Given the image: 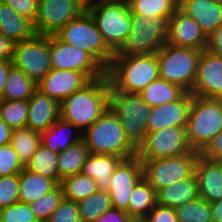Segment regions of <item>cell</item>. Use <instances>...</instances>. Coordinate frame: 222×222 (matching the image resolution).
I'll return each instance as SVG.
<instances>
[{"instance_id":"1","label":"cell","mask_w":222,"mask_h":222,"mask_svg":"<svg viewBox=\"0 0 222 222\" xmlns=\"http://www.w3.org/2000/svg\"><path fill=\"white\" fill-rule=\"evenodd\" d=\"M107 75L91 80L60 103V119L84 132L108 108Z\"/></svg>"},{"instance_id":"2","label":"cell","mask_w":222,"mask_h":222,"mask_svg":"<svg viewBox=\"0 0 222 222\" xmlns=\"http://www.w3.org/2000/svg\"><path fill=\"white\" fill-rule=\"evenodd\" d=\"M106 75L110 85L117 90L139 94L148 84L159 78L156 53L114 55Z\"/></svg>"},{"instance_id":"3","label":"cell","mask_w":222,"mask_h":222,"mask_svg":"<svg viewBox=\"0 0 222 222\" xmlns=\"http://www.w3.org/2000/svg\"><path fill=\"white\" fill-rule=\"evenodd\" d=\"M91 154H109L128 159L137 149L129 142L119 117L109 107L82 133Z\"/></svg>"},{"instance_id":"4","label":"cell","mask_w":222,"mask_h":222,"mask_svg":"<svg viewBox=\"0 0 222 222\" xmlns=\"http://www.w3.org/2000/svg\"><path fill=\"white\" fill-rule=\"evenodd\" d=\"M86 10L95 21L107 47L118 53L128 40L132 13L125 0H95Z\"/></svg>"},{"instance_id":"5","label":"cell","mask_w":222,"mask_h":222,"mask_svg":"<svg viewBox=\"0 0 222 222\" xmlns=\"http://www.w3.org/2000/svg\"><path fill=\"white\" fill-rule=\"evenodd\" d=\"M108 106L117 114L129 142L136 148L144 142L151 107L137 93H125L108 80Z\"/></svg>"},{"instance_id":"6","label":"cell","mask_w":222,"mask_h":222,"mask_svg":"<svg viewBox=\"0 0 222 222\" xmlns=\"http://www.w3.org/2000/svg\"><path fill=\"white\" fill-rule=\"evenodd\" d=\"M222 131V99L192 95L186 126L187 140L192 148L201 152Z\"/></svg>"},{"instance_id":"7","label":"cell","mask_w":222,"mask_h":222,"mask_svg":"<svg viewBox=\"0 0 222 222\" xmlns=\"http://www.w3.org/2000/svg\"><path fill=\"white\" fill-rule=\"evenodd\" d=\"M55 35L64 43L89 53L105 70L109 67L114 53L105 44L87 10L68 22Z\"/></svg>"},{"instance_id":"8","label":"cell","mask_w":222,"mask_h":222,"mask_svg":"<svg viewBox=\"0 0 222 222\" xmlns=\"http://www.w3.org/2000/svg\"><path fill=\"white\" fill-rule=\"evenodd\" d=\"M202 50L166 43L157 53L159 77L190 93Z\"/></svg>"},{"instance_id":"9","label":"cell","mask_w":222,"mask_h":222,"mask_svg":"<svg viewBox=\"0 0 222 222\" xmlns=\"http://www.w3.org/2000/svg\"><path fill=\"white\" fill-rule=\"evenodd\" d=\"M169 35V18L132 15L131 31L122 49L114 55L157 53Z\"/></svg>"},{"instance_id":"10","label":"cell","mask_w":222,"mask_h":222,"mask_svg":"<svg viewBox=\"0 0 222 222\" xmlns=\"http://www.w3.org/2000/svg\"><path fill=\"white\" fill-rule=\"evenodd\" d=\"M199 156V151L192 150L169 158L140 160L143 178L157 193L161 188L192 177Z\"/></svg>"},{"instance_id":"11","label":"cell","mask_w":222,"mask_h":222,"mask_svg":"<svg viewBox=\"0 0 222 222\" xmlns=\"http://www.w3.org/2000/svg\"><path fill=\"white\" fill-rule=\"evenodd\" d=\"M12 65L38 84L52 69L50 35L35 34L28 40L16 43Z\"/></svg>"},{"instance_id":"12","label":"cell","mask_w":222,"mask_h":222,"mask_svg":"<svg viewBox=\"0 0 222 222\" xmlns=\"http://www.w3.org/2000/svg\"><path fill=\"white\" fill-rule=\"evenodd\" d=\"M191 151L186 126H174L147 132L144 142L137 149L136 156L140 160H153L174 157Z\"/></svg>"},{"instance_id":"13","label":"cell","mask_w":222,"mask_h":222,"mask_svg":"<svg viewBox=\"0 0 222 222\" xmlns=\"http://www.w3.org/2000/svg\"><path fill=\"white\" fill-rule=\"evenodd\" d=\"M50 60L52 69L85 73L91 80L106 75V70L89 53L64 43L55 34L50 35Z\"/></svg>"},{"instance_id":"14","label":"cell","mask_w":222,"mask_h":222,"mask_svg":"<svg viewBox=\"0 0 222 222\" xmlns=\"http://www.w3.org/2000/svg\"><path fill=\"white\" fill-rule=\"evenodd\" d=\"M86 6L79 0H39L34 21L36 34L51 35L80 16Z\"/></svg>"},{"instance_id":"15","label":"cell","mask_w":222,"mask_h":222,"mask_svg":"<svg viewBox=\"0 0 222 222\" xmlns=\"http://www.w3.org/2000/svg\"><path fill=\"white\" fill-rule=\"evenodd\" d=\"M143 177L142 163L137 156L123 159L112 174L111 185L107 190L112 207L127 211L134 186Z\"/></svg>"},{"instance_id":"16","label":"cell","mask_w":222,"mask_h":222,"mask_svg":"<svg viewBox=\"0 0 222 222\" xmlns=\"http://www.w3.org/2000/svg\"><path fill=\"white\" fill-rule=\"evenodd\" d=\"M190 93L197 97L222 99V57L202 50Z\"/></svg>"},{"instance_id":"17","label":"cell","mask_w":222,"mask_h":222,"mask_svg":"<svg viewBox=\"0 0 222 222\" xmlns=\"http://www.w3.org/2000/svg\"><path fill=\"white\" fill-rule=\"evenodd\" d=\"M90 81L91 79L85 73L73 70L51 69L37 84V89L61 103Z\"/></svg>"},{"instance_id":"18","label":"cell","mask_w":222,"mask_h":222,"mask_svg":"<svg viewBox=\"0 0 222 222\" xmlns=\"http://www.w3.org/2000/svg\"><path fill=\"white\" fill-rule=\"evenodd\" d=\"M207 36L199 24L180 8L169 19L167 43L177 47L205 50Z\"/></svg>"},{"instance_id":"19","label":"cell","mask_w":222,"mask_h":222,"mask_svg":"<svg viewBox=\"0 0 222 222\" xmlns=\"http://www.w3.org/2000/svg\"><path fill=\"white\" fill-rule=\"evenodd\" d=\"M191 102L192 94L186 92L174 102L151 107L146 124L147 132L160 131L174 126H187Z\"/></svg>"},{"instance_id":"20","label":"cell","mask_w":222,"mask_h":222,"mask_svg":"<svg viewBox=\"0 0 222 222\" xmlns=\"http://www.w3.org/2000/svg\"><path fill=\"white\" fill-rule=\"evenodd\" d=\"M29 111L26 127L44 132L60 118V103L38 89L28 100Z\"/></svg>"},{"instance_id":"21","label":"cell","mask_w":222,"mask_h":222,"mask_svg":"<svg viewBox=\"0 0 222 222\" xmlns=\"http://www.w3.org/2000/svg\"><path fill=\"white\" fill-rule=\"evenodd\" d=\"M195 177L200 198L209 203L222 199V162L200 155L195 167Z\"/></svg>"},{"instance_id":"22","label":"cell","mask_w":222,"mask_h":222,"mask_svg":"<svg viewBox=\"0 0 222 222\" xmlns=\"http://www.w3.org/2000/svg\"><path fill=\"white\" fill-rule=\"evenodd\" d=\"M179 8L195 19L206 36L222 25V3L216 0H179Z\"/></svg>"},{"instance_id":"23","label":"cell","mask_w":222,"mask_h":222,"mask_svg":"<svg viewBox=\"0 0 222 222\" xmlns=\"http://www.w3.org/2000/svg\"><path fill=\"white\" fill-rule=\"evenodd\" d=\"M0 33L15 44L28 40L36 34L32 22L20 16L10 6L1 1Z\"/></svg>"},{"instance_id":"24","label":"cell","mask_w":222,"mask_h":222,"mask_svg":"<svg viewBox=\"0 0 222 222\" xmlns=\"http://www.w3.org/2000/svg\"><path fill=\"white\" fill-rule=\"evenodd\" d=\"M123 158L109 154H89L82 166L81 174L98 183L99 190H108L112 174Z\"/></svg>"},{"instance_id":"25","label":"cell","mask_w":222,"mask_h":222,"mask_svg":"<svg viewBox=\"0 0 222 222\" xmlns=\"http://www.w3.org/2000/svg\"><path fill=\"white\" fill-rule=\"evenodd\" d=\"M82 133L73 124L59 118L49 129L41 133V141L48 149L61 153L81 141Z\"/></svg>"},{"instance_id":"26","label":"cell","mask_w":222,"mask_h":222,"mask_svg":"<svg viewBox=\"0 0 222 222\" xmlns=\"http://www.w3.org/2000/svg\"><path fill=\"white\" fill-rule=\"evenodd\" d=\"M156 197L158 204L175 209L199 198L198 182L195 174L188 179L161 188L156 193Z\"/></svg>"},{"instance_id":"27","label":"cell","mask_w":222,"mask_h":222,"mask_svg":"<svg viewBox=\"0 0 222 222\" xmlns=\"http://www.w3.org/2000/svg\"><path fill=\"white\" fill-rule=\"evenodd\" d=\"M57 185L53 179L24 168L19 173V202L31 204L53 190Z\"/></svg>"},{"instance_id":"28","label":"cell","mask_w":222,"mask_h":222,"mask_svg":"<svg viewBox=\"0 0 222 222\" xmlns=\"http://www.w3.org/2000/svg\"><path fill=\"white\" fill-rule=\"evenodd\" d=\"M186 91L162 78L148 84L139 95L150 106H162L180 99Z\"/></svg>"},{"instance_id":"29","label":"cell","mask_w":222,"mask_h":222,"mask_svg":"<svg viewBox=\"0 0 222 222\" xmlns=\"http://www.w3.org/2000/svg\"><path fill=\"white\" fill-rule=\"evenodd\" d=\"M156 203L155 189L142 177L133 188L126 212L131 218H146Z\"/></svg>"},{"instance_id":"30","label":"cell","mask_w":222,"mask_h":222,"mask_svg":"<svg viewBox=\"0 0 222 222\" xmlns=\"http://www.w3.org/2000/svg\"><path fill=\"white\" fill-rule=\"evenodd\" d=\"M89 154V149L83 139L59 153L57 161L59 177L63 179L81 173Z\"/></svg>"},{"instance_id":"31","label":"cell","mask_w":222,"mask_h":222,"mask_svg":"<svg viewBox=\"0 0 222 222\" xmlns=\"http://www.w3.org/2000/svg\"><path fill=\"white\" fill-rule=\"evenodd\" d=\"M36 90L37 84L23 71L12 66L1 100H29Z\"/></svg>"},{"instance_id":"32","label":"cell","mask_w":222,"mask_h":222,"mask_svg":"<svg viewBox=\"0 0 222 222\" xmlns=\"http://www.w3.org/2000/svg\"><path fill=\"white\" fill-rule=\"evenodd\" d=\"M128 5L132 15L170 19L179 8V0H129Z\"/></svg>"},{"instance_id":"33","label":"cell","mask_w":222,"mask_h":222,"mask_svg":"<svg viewBox=\"0 0 222 222\" xmlns=\"http://www.w3.org/2000/svg\"><path fill=\"white\" fill-rule=\"evenodd\" d=\"M58 156L59 153L48 149L41 143L36 153L26 164L25 169L53 179L57 184H60L62 179L58 175Z\"/></svg>"},{"instance_id":"34","label":"cell","mask_w":222,"mask_h":222,"mask_svg":"<svg viewBox=\"0 0 222 222\" xmlns=\"http://www.w3.org/2000/svg\"><path fill=\"white\" fill-rule=\"evenodd\" d=\"M41 143L40 132L34 131L28 127L12 130L10 145L18 154L24 166H26L31 157L36 153Z\"/></svg>"},{"instance_id":"35","label":"cell","mask_w":222,"mask_h":222,"mask_svg":"<svg viewBox=\"0 0 222 222\" xmlns=\"http://www.w3.org/2000/svg\"><path fill=\"white\" fill-rule=\"evenodd\" d=\"M65 199L78 202L99 190L98 183L81 173L67 176L60 183Z\"/></svg>"},{"instance_id":"36","label":"cell","mask_w":222,"mask_h":222,"mask_svg":"<svg viewBox=\"0 0 222 222\" xmlns=\"http://www.w3.org/2000/svg\"><path fill=\"white\" fill-rule=\"evenodd\" d=\"M77 203L82 222H94L112 207L111 198L107 190H98Z\"/></svg>"},{"instance_id":"37","label":"cell","mask_w":222,"mask_h":222,"mask_svg":"<svg viewBox=\"0 0 222 222\" xmlns=\"http://www.w3.org/2000/svg\"><path fill=\"white\" fill-rule=\"evenodd\" d=\"M28 100H1L0 118L13 130L26 127Z\"/></svg>"},{"instance_id":"38","label":"cell","mask_w":222,"mask_h":222,"mask_svg":"<svg viewBox=\"0 0 222 222\" xmlns=\"http://www.w3.org/2000/svg\"><path fill=\"white\" fill-rule=\"evenodd\" d=\"M178 222H212L210 203L197 198L176 208Z\"/></svg>"},{"instance_id":"39","label":"cell","mask_w":222,"mask_h":222,"mask_svg":"<svg viewBox=\"0 0 222 222\" xmlns=\"http://www.w3.org/2000/svg\"><path fill=\"white\" fill-rule=\"evenodd\" d=\"M64 199L63 189L58 184L53 190L30 204L32 212L39 222H46Z\"/></svg>"},{"instance_id":"40","label":"cell","mask_w":222,"mask_h":222,"mask_svg":"<svg viewBox=\"0 0 222 222\" xmlns=\"http://www.w3.org/2000/svg\"><path fill=\"white\" fill-rule=\"evenodd\" d=\"M19 174L0 176V210L19 202Z\"/></svg>"},{"instance_id":"41","label":"cell","mask_w":222,"mask_h":222,"mask_svg":"<svg viewBox=\"0 0 222 222\" xmlns=\"http://www.w3.org/2000/svg\"><path fill=\"white\" fill-rule=\"evenodd\" d=\"M0 222H39L30 204L15 203L0 210Z\"/></svg>"},{"instance_id":"42","label":"cell","mask_w":222,"mask_h":222,"mask_svg":"<svg viewBox=\"0 0 222 222\" xmlns=\"http://www.w3.org/2000/svg\"><path fill=\"white\" fill-rule=\"evenodd\" d=\"M24 168L10 143L0 146V176L19 174Z\"/></svg>"},{"instance_id":"43","label":"cell","mask_w":222,"mask_h":222,"mask_svg":"<svg viewBox=\"0 0 222 222\" xmlns=\"http://www.w3.org/2000/svg\"><path fill=\"white\" fill-rule=\"evenodd\" d=\"M46 222H82L78 203L64 198Z\"/></svg>"},{"instance_id":"44","label":"cell","mask_w":222,"mask_h":222,"mask_svg":"<svg viewBox=\"0 0 222 222\" xmlns=\"http://www.w3.org/2000/svg\"><path fill=\"white\" fill-rule=\"evenodd\" d=\"M10 6L20 16L34 24L38 13L39 0H0Z\"/></svg>"},{"instance_id":"45","label":"cell","mask_w":222,"mask_h":222,"mask_svg":"<svg viewBox=\"0 0 222 222\" xmlns=\"http://www.w3.org/2000/svg\"><path fill=\"white\" fill-rule=\"evenodd\" d=\"M148 222H178L175 208L156 203L146 217Z\"/></svg>"},{"instance_id":"46","label":"cell","mask_w":222,"mask_h":222,"mask_svg":"<svg viewBox=\"0 0 222 222\" xmlns=\"http://www.w3.org/2000/svg\"><path fill=\"white\" fill-rule=\"evenodd\" d=\"M200 155L206 159L222 162V131L206 145Z\"/></svg>"},{"instance_id":"47","label":"cell","mask_w":222,"mask_h":222,"mask_svg":"<svg viewBox=\"0 0 222 222\" xmlns=\"http://www.w3.org/2000/svg\"><path fill=\"white\" fill-rule=\"evenodd\" d=\"M205 50L222 57V25L207 36Z\"/></svg>"},{"instance_id":"48","label":"cell","mask_w":222,"mask_h":222,"mask_svg":"<svg viewBox=\"0 0 222 222\" xmlns=\"http://www.w3.org/2000/svg\"><path fill=\"white\" fill-rule=\"evenodd\" d=\"M130 218L127 212L111 207L94 222H128Z\"/></svg>"},{"instance_id":"49","label":"cell","mask_w":222,"mask_h":222,"mask_svg":"<svg viewBox=\"0 0 222 222\" xmlns=\"http://www.w3.org/2000/svg\"><path fill=\"white\" fill-rule=\"evenodd\" d=\"M14 46L10 39L6 38L3 34L0 33V60L1 61H12Z\"/></svg>"},{"instance_id":"50","label":"cell","mask_w":222,"mask_h":222,"mask_svg":"<svg viewBox=\"0 0 222 222\" xmlns=\"http://www.w3.org/2000/svg\"><path fill=\"white\" fill-rule=\"evenodd\" d=\"M12 61H1L0 60V99L4 93L8 73L12 67Z\"/></svg>"},{"instance_id":"51","label":"cell","mask_w":222,"mask_h":222,"mask_svg":"<svg viewBox=\"0 0 222 222\" xmlns=\"http://www.w3.org/2000/svg\"><path fill=\"white\" fill-rule=\"evenodd\" d=\"M12 129L0 118V146L10 143Z\"/></svg>"},{"instance_id":"52","label":"cell","mask_w":222,"mask_h":222,"mask_svg":"<svg viewBox=\"0 0 222 222\" xmlns=\"http://www.w3.org/2000/svg\"><path fill=\"white\" fill-rule=\"evenodd\" d=\"M212 222H222V199L210 203Z\"/></svg>"},{"instance_id":"53","label":"cell","mask_w":222,"mask_h":222,"mask_svg":"<svg viewBox=\"0 0 222 222\" xmlns=\"http://www.w3.org/2000/svg\"><path fill=\"white\" fill-rule=\"evenodd\" d=\"M128 222H148L146 218H130Z\"/></svg>"},{"instance_id":"54","label":"cell","mask_w":222,"mask_h":222,"mask_svg":"<svg viewBox=\"0 0 222 222\" xmlns=\"http://www.w3.org/2000/svg\"><path fill=\"white\" fill-rule=\"evenodd\" d=\"M81 3H83L86 7L89 6L91 3H93L95 0H79Z\"/></svg>"}]
</instances>
